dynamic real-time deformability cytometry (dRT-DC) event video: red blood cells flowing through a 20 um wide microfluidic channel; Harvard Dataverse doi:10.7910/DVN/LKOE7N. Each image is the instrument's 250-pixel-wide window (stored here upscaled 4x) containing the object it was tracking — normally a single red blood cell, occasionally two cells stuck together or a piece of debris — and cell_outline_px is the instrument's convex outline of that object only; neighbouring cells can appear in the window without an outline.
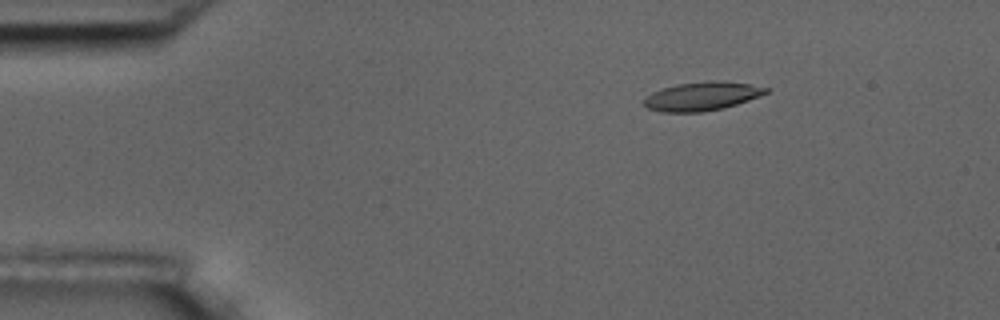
{"species": "common noctule bat (a hibernating species)", "species_latin": "Nyctalus noctula", "temperature_condition": "room temperature", "stored_images_in_passage": 5, "camera_frame_rate_fps": 3000, "um_per_image_px": 0.085, "animal": {"sex": "male", "body_mass_g": 17.5, "forearm_length_mm": 52.3}, "frame": {"image": 1, "passage_image": 3, "time_ms": 2.0, "image_size_px": [1000, 320], "cell_outline_px": [[772, 88], [768, 92], [760, 96], [724, 108], [704, 112], [660, 112], [648, 108], [644, 104], [644, 100], [652, 92], [676, 84], [708, 80], [712, 80], [748, 84]], "centroid_in_image_um": [59.69, 8.18], "position_along_channel_um": 25.3, "area_um2": 20.35}}